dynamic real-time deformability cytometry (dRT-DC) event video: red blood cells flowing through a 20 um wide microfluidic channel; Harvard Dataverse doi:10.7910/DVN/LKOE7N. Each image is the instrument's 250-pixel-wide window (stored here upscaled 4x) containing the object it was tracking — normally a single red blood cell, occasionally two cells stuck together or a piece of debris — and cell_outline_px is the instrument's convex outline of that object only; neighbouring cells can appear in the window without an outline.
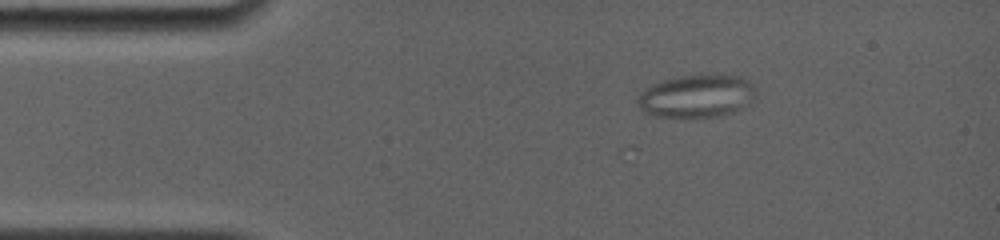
{"species": "common noctule bat (a hibernating species)", "species_latin": "Nyctalus noctula", "temperature_condition": "room temperature", "stored_images_in_passage": 4, "camera_frame_rate_fps": 4000, "um_per_image_px": 0.085, "animal": {"sex": "female", "body_mass_g": 19.0, "forearm_length_mm": 56.7}, "frame": {"image": 1, "passage_image": 4, "time_ms": 1.5, "image_size_px": [1000, 240], "cell_outline_px": [[756, 96], [748, 104], [736, 112], [720, 116], [652, 116], [644, 112], [640, 108], [636, 100], [640, 92], [652, 84], [660, 80], [680, 76], [740, 76], [748, 80], [756, 88]], "centroid_in_image_um": [59.22, 8.17], "position_along_channel_um": 25.8, "area_um2": 29.36}}